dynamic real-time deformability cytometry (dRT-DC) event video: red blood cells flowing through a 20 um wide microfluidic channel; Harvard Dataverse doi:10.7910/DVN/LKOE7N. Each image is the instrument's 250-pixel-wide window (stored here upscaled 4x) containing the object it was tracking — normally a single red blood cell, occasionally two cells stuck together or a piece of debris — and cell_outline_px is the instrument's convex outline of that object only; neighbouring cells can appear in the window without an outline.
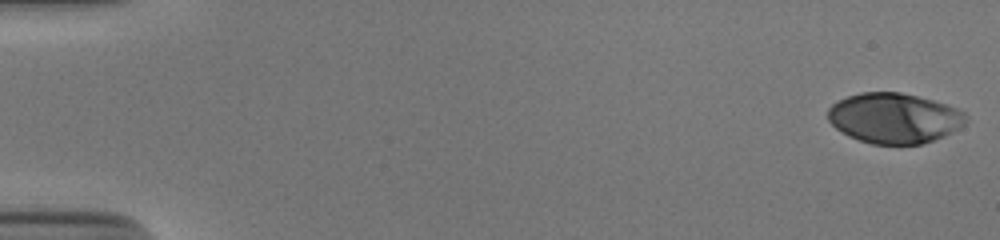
{"species": "human", "species_latin": "Homo sapiens", "temperature_condition": "cold", "stored_images_in_passage": 53, "camera_frame_rate_fps": 3000, "um_per_image_px": 0.085, "donor": {"sex": "male"}, "frame": {"image": 1, "passage_image": 1, "time_ms": 0.0, "image_size_px": [1000, 240], "cell_outline_px": [[968, 116], [964, 124], [944, 136], [920, 144], [872, 144], [848, 136], [836, 128], [828, 120], [828, 108], [832, 104], [848, 96], [860, 92], [900, 92], [932, 100], [956, 108], [964, 112]], "centroid_in_image_um": [75.99, 10.04], "position_along_channel_um": 9.0, "area_um2": 40.11}}
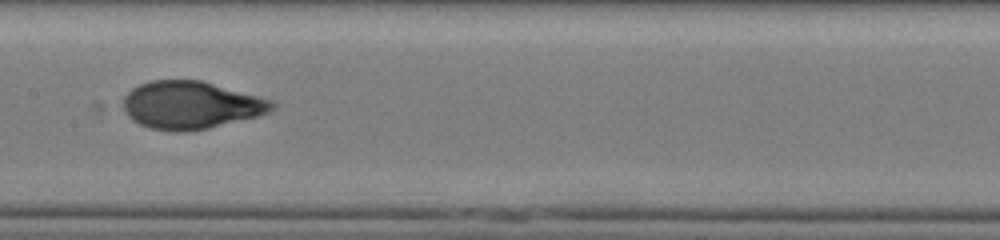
{"frame": {"image": 2, "passage_image": 28, "time_ms": 9.0, "image_size_px": [1000, 240], "cell_outline_px": [[276, 108], [268, 112], [256, 116], [208, 128], [184, 132], [172, 132], [148, 128], [132, 120], [128, 116], [124, 108], [124, 96], [132, 88], [140, 84], [152, 80], [200, 80], [272, 100], [276, 104]], "centroid_in_image_um": [16.2, 8.94], "position_along_channel_um": 191.2, "area_um2": 41.15}}
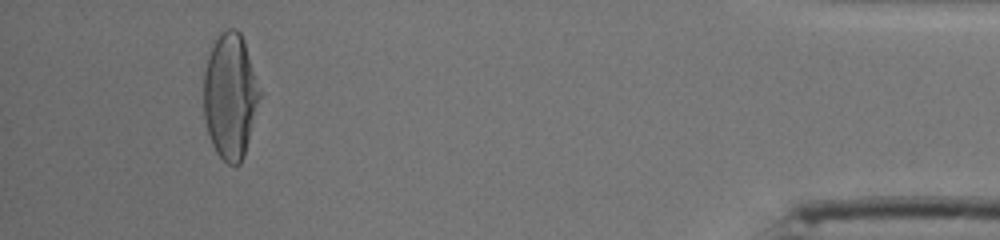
{"frame": {"image": 3, "passage_image": 50, "time_ms": 16.333, "image_size_px": [1000, 240], "cell_outline_px": [[264, 92], [244, 156], [240, 164], [228, 164], [216, 152], [212, 144], [208, 132], [204, 116], [204, 72], [208, 56], [216, 40], [228, 28], [236, 28], [240, 32], [244, 40]], "centroid_in_image_um": [19.63, 8.17], "position_along_channel_um": 415.6, "area_um2": 41.67}, "authors_computed_cell_mechanics": {"area_um2": 40.4022, "velocity_mm_per_s": 3.8716, "shape_relaxation_time_tau1_ms": 4.31, "shape_relaxation_time_tau2_ms": null, "deformation_change_tau1": 0.2102, "deformation_change_tau2": null}}